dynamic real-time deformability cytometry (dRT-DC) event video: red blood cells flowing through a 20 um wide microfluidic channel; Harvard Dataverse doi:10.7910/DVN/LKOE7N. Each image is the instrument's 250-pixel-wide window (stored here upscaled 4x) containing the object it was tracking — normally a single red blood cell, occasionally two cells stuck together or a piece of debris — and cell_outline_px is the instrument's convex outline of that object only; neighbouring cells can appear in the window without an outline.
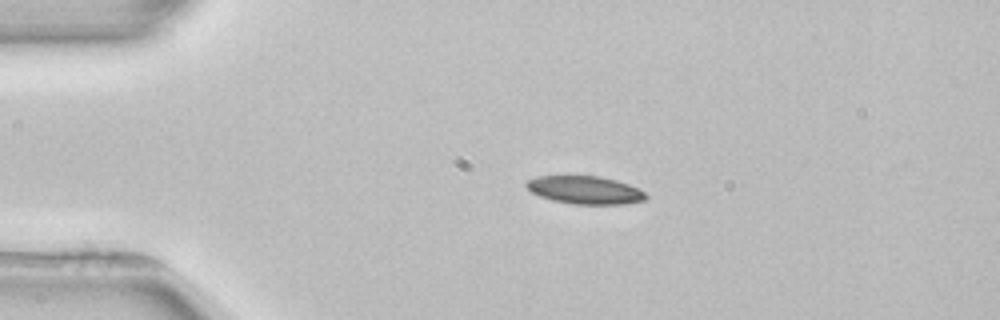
{"species": "common noctule bat (a hibernating species)", "species_latin": "Nyctalus noctula", "temperature_condition": "room temperature", "stored_images_in_passage": 2, "camera_frame_rate_fps": 3000, "um_per_image_px": 0.085, "animal": {"sex": "female", "body_mass_g": 22.7, "forearm_length_mm": 54.2}, "frame": {"image": 1, "passage_image": 1, "time_ms": 0.0, "image_size_px": [1000, 320], "cell_outline_px": [[648, 196], [644, 200], [624, 204], [576, 204], [552, 200], [540, 196], [532, 192], [524, 184], [528, 180], [536, 176], [600, 176], [616, 180], [628, 184], [644, 192]], "centroid_in_image_um": [49.71, 16.15], "position_along_channel_um": 35.3, "area_um2": 19.31}}